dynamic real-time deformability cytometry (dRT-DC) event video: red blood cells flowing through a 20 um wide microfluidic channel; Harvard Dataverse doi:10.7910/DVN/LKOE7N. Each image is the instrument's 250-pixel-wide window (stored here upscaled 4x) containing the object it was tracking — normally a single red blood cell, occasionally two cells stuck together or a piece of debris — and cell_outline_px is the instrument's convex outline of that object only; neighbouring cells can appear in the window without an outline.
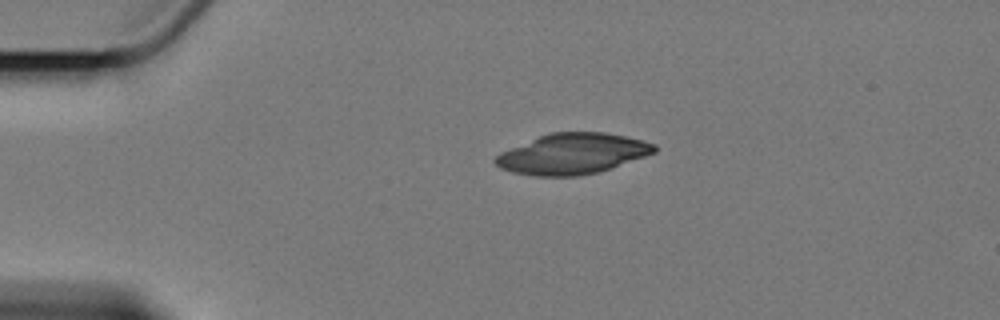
{"species": "Egyptian fruit bat (a non-hibernating species)", "species_latin": "Rousettus aegyptiacus", "temperature_condition": "cold", "stored_images_in_passage": 5, "camera_frame_rate_fps": 3000, "um_per_image_px": 0.085, "animal": {"sex": "female"}, "frame": {"image": 1, "passage_image": 1, "time_ms": 0.0, "image_size_px": [1000, 320], "cell_outline_px": [[656, 152], [612, 168], [600, 172], [576, 176], [532, 176], [512, 172], [500, 168], [492, 160], [500, 152], [540, 136], [552, 132], [604, 132], [624, 136], [656, 144]], "centroid_in_image_um": [48.64, 13.08], "position_along_channel_um": 36.4, "area_um2": 37.51}}